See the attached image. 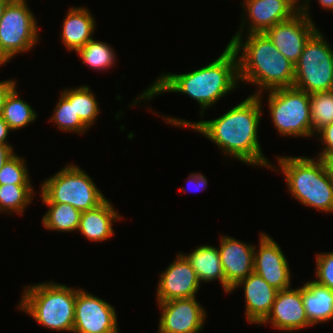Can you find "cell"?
Segmentation results:
<instances>
[{"label": "cell", "instance_id": "1", "mask_svg": "<svg viewBox=\"0 0 333 333\" xmlns=\"http://www.w3.org/2000/svg\"><path fill=\"white\" fill-rule=\"evenodd\" d=\"M261 95H250L221 117L209 121L189 122L176 118H164L175 126L195 129L215 143L226 155L249 165L272 168L262 153L258 141L261 120Z\"/></svg>", "mask_w": 333, "mask_h": 333}, {"label": "cell", "instance_id": "2", "mask_svg": "<svg viewBox=\"0 0 333 333\" xmlns=\"http://www.w3.org/2000/svg\"><path fill=\"white\" fill-rule=\"evenodd\" d=\"M235 51L227 45L216 60L205 67L185 74H162L144 90L138 100H149L152 96L166 92L183 93L196 100L201 106V118L205 108L217 103L221 97L231 92L238 85V59ZM238 81V82H237Z\"/></svg>", "mask_w": 333, "mask_h": 333}, {"label": "cell", "instance_id": "3", "mask_svg": "<svg viewBox=\"0 0 333 333\" xmlns=\"http://www.w3.org/2000/svg\"><path fill=\"white\" fill-rule=\"evenodd\" d=\"M244 20L241 22V29L228 43L239 57V80L257 85L259 91L253 95L262 96V90L266 92L292 87L295 77L294 64L279 52L264 32L248 33L246 41L243 42L242 32L246 23Z\"/></svg>", "mask_w": 333, "mask_h": 333}, {"label": "cell", "instance_id": "4", "mask_svg": "<svg viewBox=\"0 0 333 333\" xmlns=\"http://www.w3.org/2000/svg\"><path fill=\"white\" fill-rule=\"evenodd\" d=\"M277 160L292 197L310 208L333 213V176L319 158L280 156Z\"/></svg>", "mask_w": 333, "mask_h": 333}, {"label": "cell", "instance_id": "5", "mask_svg": "<svg viewBox=\"0 0 333 333\" xmlns=\"http://www.w3.org/2000/svg\"><path fill=\"white\" fill-rule=\"evenodd\" d=\"M76 288L49 282L25 287L19 308L43 327L73 333Z\"/></svg>", "mask_w": 333, "mask_h": 333}, {"label": "cell", "instance_id": "6", "mask_svg": "<svg viewBox=\"0 0 333 333\" xmlns=\"http://www.w3.org/2000/svg\"><path fill=\"white\" fill-rule=\"evenodd\" d=\"M43 203H67L84 212L96 208L106 198L92 178L77 165H67L41 186Z\"/></svg>", "mask_w": 333, "mask_h": 333}, {"label": "cell", "instance_id": "7", "mask_svg": "<svg viewBox=\"0 0 333 333\" xmlns=\"http://www.w3.org/2000/svg\"><path fill=\"white\" fill-rule=\"evenodd\" d=\"M295 66V88L308 94L333 90V50L318 29L306 41Z\"/></svg>", "mask_w": 333, "mask_h": 333}, {"label": "cell", "instance_id": "8", "mask_svg": "<svg viewBox=\"0 0 333 333\" xmlns=\"http://www.w3.org/2000/svg\"><path fill=\"white\" fill-rule=\"evenodd\" d=\"M268 108L277 131L284 136H312L310 95L292 87L269 90Z\"/></svg>", "mask_w": 333, "mask_h": 333}, {"label": "cell", "instance_id": "9", "mask_svg": "<svg viewBox=\"0 0 333 333\" xmlns=\"http://www.w3.org/2000/svg\"><path fill=\"white\" fill-rule=\"evenodd\" d=\"M26 0H10L0 20V66L38 42V26Z\"/></svg>", "mask_w": 333, "mask_h": 333}, {"label": "cell", "instance_id": "10", "mask_svg": "<svg viewBox=\"0 0 333 333\" xmlns=\"http://www.w3.org/2000/svg\"><path fill=\"white\" fill-rule=\"evenodd\" d=\"M306 2V3H305ZM299 6V12L289 20L275 24L264 33L275 47L294 65L299 60L306 41L317 30L308 13L309 0Z\"/></svg>", "mask_w": 333, "mask_h": 333}, {"label": "cell", "instance_id": "11", "mask_svg": "<svg viewBox=\"0 0 333 333\" xmlns=\"http://www.w3.org/2000/svg\"><path fill=\"white\" fill-rule=\"evenodd\" d=\"M73 333H119L114 307L83 289H76Z\"/></svg>", "mask_w": 333, "mask_h": 333}, {"label": "cell", "instance_id": "12", "mask_svg": "<svg viewBox=\"0 0 333 333\" xmlns=\"http://www.w3.org/2000/svg\"><path fill=\"white\" fill-rule=\"evenodd\" d=\"M161 309L158 333H200L206 310L195 297L158 303Z\"/></svg>", "mask_w": 333, "mask_h": 333}, {"label": "cell", "instance_id": "13", "mask_svg": "<svg viewBox=\"0 0 333 333\" xmlns=\"http://www.w3.org/2000/svg\"><path fill=\"white\" fill-rule=\"evenodd\" d=\"M259 242V250H254V273L278 291L291 288L290 268L281 247L262 232Z\"/></svg>", "mask_w": 333, "mask_h": 333}, {"label": "cell", "instance_id": "14", "mask_svg": "<svg viewBox=\"0 0 333 333\" xmlns=\"http://www.w3.org/2000/svg\"><path fill=\"white\" fill-rule=\"evenodd\" d=\"M158 283V303L195 297L200 288L196 272L182 253L161 273Z\"/></svg>", "mask_w": 333, "mask_h": 333}, {"label": "cell", "instance_id": "15", "mask_svg": "<svg viewBox=\"0 0 333 333\" xmlns=\"http://www.w3.org/2000/svg\"><path fill=\"white\" fill-rule=\"evenodd\" d=\"M219 257L225 275V292L254 272L255 246L237 241L231 236H221Z\"/></svg>", "mask_w": 333, "mask_h": 333}, {"label": "cell", "instance_id": "16", "mask_svg": "<svg viewBox=\"0 0 333 333\" xmlns=\"http://www.w3.org/2000/svg\"><path fill=\"white\" fill-rule=\"evenodd\" d=\"M264 323L288 332L311 327L305 313L302 287L278 291L269 315L261 324Z\"/></svg>", "mask_w": 333, "mask_h": 333}, {"label": "cell", "instance_id": "17", "mask_svg": "<svg viewBox=\"0 0 333 333\" xmlns=\"http://www.w3.org/2000/svg\"><path fill=\"white\" fill-rule=\"evenodd\" d=\"M299 0H244L242 8L249 19L248 33H263L299 12Z\"/></svg>", "mask_w": 333, "mask_h": 333}, {"label": "cell", "instance_id": "18", "mask_svg": "<svg viewBox=\"0 0 333 333\" xmlns=\"http://www.w3.org/2000/svg\"><path fill=\"white\" fill-rule=\"evenodd\" d=\"M240 286H243L245 293L247 321L261 324L269 315L278 290L270 286L261 276L254 272L239 281L230 292Z\"/></svg>", "mask_w": 333, "mask_h": 333}, {"label": "cell", "instance_id": "19", "mask_svg": "<svg viewBox=\"0 0 333 333\" xmlns=\"http://www.w3.org/2000/svg\"><path fill=\"white\" fill-rule=\"evenodd\" d=\"M119 219L121 220L120 215L110 201L105 199L96 208L81 213L77 231L90 241H104L114 235L112 223Z\"/></svg>", "mask_w": 333, "mask_h": 333}, {"label": "cell", "instance_id": "20", "mask_svg": "<svg viewBox=\"0 0 333 333\" xmlns=\"http://www.w3.org/2000/svg\"><path fill=\"white\" fill-rule=\"evenodd\" d=\"M96 21L91 12L84 7L70 8L64 18L61 40L65 48L77 51L92 38Z\"/></svg>", "mask_w": 333, "mask_h": 333}, {"label": "cell", "instance_id": "21", "mask_svg": "<svg viewBox=\"0 0 333 333\" xmlns=\"http://www.w3.org/2000/svg\"><path fill=\"white\" fill-rule=\"evenodd\" d=\"M302 299L306 316L311 325L333 319V290L316 281L302 287Z\"/></svg>", "mask_w": 333, "mask_h": 333}, {"label": "cell", "instance_id": "22", "mask_svg": "<svg viewBox=\"0 0 333 333\" xmlns=\"http://www.w3.org/2000/svg\"><path fill=\"white\" fill-rule=\"evenodd\" d=\"M184 256L190 262L200 282H211L219 279L225 291V275L217 247L202 245L196 247L191 254L185 253Z\"/></svg>", "mask_w": 333, "mask_h": 333}, {"label": "cell", "instance_id": "23", "mask_svg": "<svg viewBox=\"0 0 333 333\" xmlns=\"http://www.w3.org/2000/svg\"><path fill=\"white\" fill-rule=\"evenodd\" d=\"M44 204L49 207L42 219L45 228L61 232L78 230L81 211L67 203Z\"/></svg>", "mask_w": 333, "mask_h": 333}, {"label": "cell", "instance_id": "24", "mask_svg": "<svg viewBox=\"0 0 333 333\" xmlns=\"http://www.w3.org/2000/svg\"><path fill=\"white\" fill-rule=\"evenodd\" d=\"M50 121L55 122L60 130L83 134L88 127L81 121L74 110V89L62 91Z\"/></svg>", "mask_w": 333, "mask_h": 333}, {"label": "cell", "instance_id": "25", "mask_svg": "<svg viewBox=\"0 0 333 333\" xmlns=\"http://www.w3.org/2000/svg\"><path fill=\"white\" fill-rule=\"evenodd\" d=\"M16 89L17 88L15 87L8 94L1 114L2 118L6 121L12 131L27 126L37 117V114L32 107L19 98Z\"/></svg>", "mask_w": 333, "mask_h": 333}, {"label": "cell", "instance_id": "26", "mask_svg": "<svg viewBox=\"0 0 333 333\" xmlns=\"http://www.w3.org/2000/svg\"><path fill=\"white\" fill-rule=\"evenodd\" d=\"M33 189L32 184L0 185V212L23 214L34 198Z\"/></svg>", "mask_w": 333, "mask_h": 333}, {"label": "cell", "instance_id": "27", "mask_svg": "<svg viewBox=\"0 0 333 333\" xmlns=\"http://www.w3.org/2000/svg\"><path fill=\"white\" fill-rule=\"evenodd\" d=\"M112 49L105 42L91 39L76 53L80 55L83 64L95 70H106L115 65L116 56Z\"/></svg>", "mask_w": 333, "mask_h": 333}, {"label": "cell", "instance_id": "28", "mask_svg": "<svg viewBox=\"0 0 333 333\" xmlns=\"http://www.w3.org/2000/svg\"><path fill=\"white\" fill-rule=\"evenodd\" d=\"M309 95L313 136L323 126L333 123V90Z\"/></svg>", "mask_w": 333, "mask_h": 333}, {"label": "cell", "instance_id": "29", "mask_svg": "<svg viewBox=\"0 0 333 333\" xmlns=\"http://www.w3.org/2000/svg\"><path fill=\"white\" fill-rule=\"evenodd\" d=\"M87 85L74 88V110L81 121L90 128L99 114V106L95 95Z\"/></svg>", "mask_w": 333, "mask_h": 333}, {"label": "cell", "instance_id": "30", "mask_svg": "<svg viewBox=\"0 0 333 333\" xmlns=\"http://www.w3.org/2000/svg\"><path fill=\"white\" fill-rule=\"evenodd\" d=\"M25 161L16 154L11 156L0 170V185L31 184Z\"/></svg>", "mask_w": 333, "mask_h": 333}, {"label": "cell", "instance_id": "31", "mask_svg": "<svg viewBox=\"0 0 333 333\" xmlns=\"http://www.w3.org/2000/svg\"><path fill=\"white\" fill-rule=\"evenodd\" d=\"M316 266L315 270L318 279L314 281L333 290V251L317 254Z\"/></svg>", "mask_w": 333, "mask_h": 333}, {"label": "cell", "instance_id": "32", "mask_svg": "<svg viewBox=\"0 0 333 333\" xmlns=\"http://www.w3.org/2000/svg\"><path fill=\"white\" fill-rule=\"evenodd\" d=\"M316 133L320 135V139L325 145L323 151L333 149V123L323 126Z\"/></svg>", "mask_w": 333, "mask_h": 333}, {"label": "cell", "instance_id": "33", "mask_svg": "<svg viewBox=\"0 0 333 333\" xmlns=\"http://www.w3.org/2000/svg\"><path fill=\"white\" fill-rule=\"evenodd\" d=\"M16 82L14 79L12 80H4L0 81V115L2 114V110L6 101L8 94L15 88Z\"/></svg>", "mask_w": 333, "mask_h": 333}, {"label": "cell", "instance_id": "34", "mask_svg": "<svg viewBox=\"0 0 333 333\" xmlns=\"http://www.w3.org/2000/svg\"><path fill=\"white\" fill-rule=\"evenodd\" d=\"M187 183L194 184L195 190L197 189L196 192H198L199 189L204 190L208 184L207 179L201 173L190 174ZM184 191L186 192L187 190Z\"/></svg>", "mask_w": 333, "mask_h": 333}, {"label": "cell", "instance_id": "35", "mask_svg": "<svg viewBox=\"0 0 333 333\" xmlns=\"http://www.w3.org/2000/svg\"><path fill=\"white\" fill-rule=\"evenodd\" d=\"M318 158L323 163L326 171L333 176V149L321 152Z\"/></svg>", "mask_w": 333, "mask_h": 333}, {"label": "cell", "instance_id": "36", "mask_svg": "<svg viewBox=\"0 0 333 333\" xmlns=\"http://www.w3.org/2000/svg\"><path fill=\"white\" fill-rule=\"evenodd\" d=\"M13 150L14 149H12L11 145L0 143V170L2 169L5 162L15 154Z\"/></svg>", "mask_w": 333, "mask_h": 333}, {"label": "cell", "instance_id": "37", "mask_svg": "<svg viewBox=\"0 0 333 333\" xmlns=\"http://www.w3.org/2000/svg\"><path fill=\"white\" fill-rule=\"evenodd\" d=\"M9 131H11V129L9 128V125L0 115V143L1 144H8L6 139H7V136L9 135Z\"/></svg>", "mask_w": 333, "mask_h": 333}, {"label": "cell", "instance_id": "38", "mask_svg": "<svg viewBox=\"0 0 333 333\" xmlns=\"http://www.w3.org/2000/svg\"><path fill=\"white\" fill-rule=\"evenodd\" d=\"M321 7L333 11V0H318Z\"/></svg>", "mask_w": 333, "mask_h": 333}, {"label": "cell", "instance_id": "39", "mask_svg": "<svg viewBox=\"0 0 333 333\" xmlns=\"http://www.w3.org/2000/svg\"><path fill=\"white\" fill-rule=\"evenodd\" d=\"M10 0H0V20L3 14V11Z\"/></svg>", "mask_w": 333, "mask_h": 333}]
</instances>
